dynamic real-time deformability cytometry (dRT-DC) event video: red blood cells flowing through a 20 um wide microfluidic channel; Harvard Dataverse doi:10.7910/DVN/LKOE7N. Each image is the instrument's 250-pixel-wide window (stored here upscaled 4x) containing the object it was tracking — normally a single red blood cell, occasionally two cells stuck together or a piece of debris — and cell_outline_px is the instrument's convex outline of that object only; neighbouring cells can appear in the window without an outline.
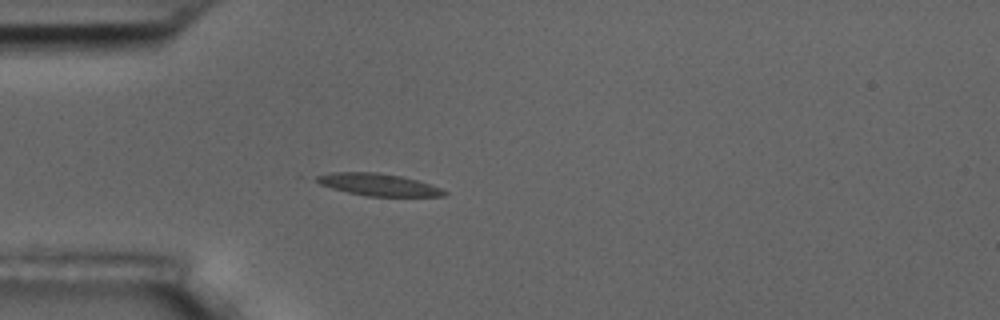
{"species": "common noctule bat (a hibernating species)", "species_latin": "Nyctalus noctula", "temperature_condition": "room temperature", "stored_images_in_passage": 2, "camera_frame_rate_fps": 3000, "um_per_image_px": 0.085, "animal": {"sex": "male", "body_mass_g": 17.5, "forearm_length_mm": 52.3}, "frame": {"image": 1, "passage_image": 2, "time_ms": 1.0, "image_size_px": [1000, 320], "cell_outline_px": [[448, 192], [444, 196], [368, 196], [348, 192], [332, 188], [320, 184], [316, 180], [316, 176], [332, 172], [376, 172], [400, 176], [416, 180], [440, 188]], "centroid_in_image_um": [32.14, 15.69], "position_along_channel_um": 52.9, "area_um2": 16.18}}